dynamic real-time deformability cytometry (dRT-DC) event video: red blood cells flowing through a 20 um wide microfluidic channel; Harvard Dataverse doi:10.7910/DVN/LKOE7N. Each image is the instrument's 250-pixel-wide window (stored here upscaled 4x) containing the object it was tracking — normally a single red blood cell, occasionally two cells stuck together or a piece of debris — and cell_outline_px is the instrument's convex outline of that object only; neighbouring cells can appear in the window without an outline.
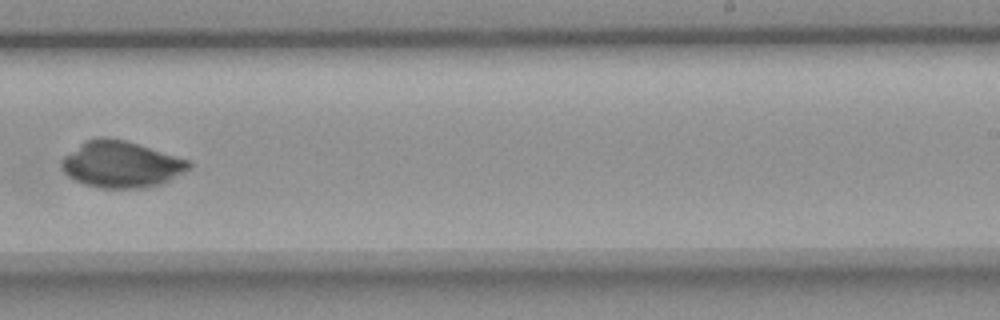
{"species": "common noctule bat (a hibernating species)", "species_latin": "Nyctalus noctula", "temperature_condition": "room temperature", "stored_images_in_passage": 8, "camera_frame_rate_fps": 3000, "um_per_image_px": 0.085, "animal": {"sex": "female", "body_mass_g": 18.4}, "frame": {"image": 1, "passage_image": 8, "time_ms": 8.0, "image_size_px": [1000, 320], "cell_outline_px": [[192, 168], [160, 184], [144, 188], [100, 188], [84, 184], [68, 176], [64, 172], [60, 164], [60, 160], [64, 156], [80, 144], [88, 140], [124, 140], [192, 160]], "centroid_in_image_um": [10.34, 14.0], "position_along_channel_um": 278.7, "area_um2": 33.93}}